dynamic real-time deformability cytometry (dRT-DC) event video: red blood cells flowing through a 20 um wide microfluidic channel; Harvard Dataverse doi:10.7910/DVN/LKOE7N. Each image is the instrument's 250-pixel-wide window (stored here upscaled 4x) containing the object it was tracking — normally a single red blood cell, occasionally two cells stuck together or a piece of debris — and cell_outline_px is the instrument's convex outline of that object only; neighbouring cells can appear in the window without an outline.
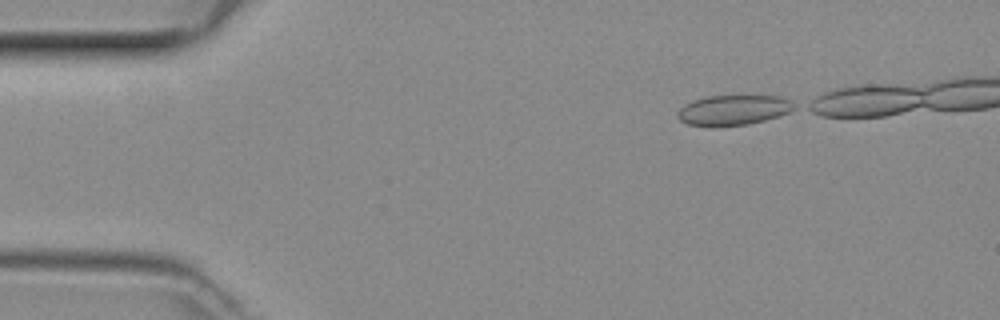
{"species": "common noctule bat (a hibernating species)", "species_latin": "Nyctalus noctula", "temperature_condition": "room temperature", "stored_images_in_passage": 5, "camera_frame_rate_fps": 3000, "um_per_image_px": 0.085, "animal": {"sex": "female", "body_mass_g": 29.2, "forearm_length_mm": 56.3}, "frame": {"image": 1, "passage_image": 1, "time_ms": 0.0, "image_size_px": [1000, 320], "cell_outline_px": [[796, 108], [788, 112], [764, 120], [748, 124], [688, 124], [680, 120], [676, 116], [676, 112], [684, 104], [692, 100], [708, 96], [780, 96], [796, 104]], "centroid_in_image_um": [62.33, 9.32], "position_along_channel_um": 22.7, "area_um2": 19.83}}